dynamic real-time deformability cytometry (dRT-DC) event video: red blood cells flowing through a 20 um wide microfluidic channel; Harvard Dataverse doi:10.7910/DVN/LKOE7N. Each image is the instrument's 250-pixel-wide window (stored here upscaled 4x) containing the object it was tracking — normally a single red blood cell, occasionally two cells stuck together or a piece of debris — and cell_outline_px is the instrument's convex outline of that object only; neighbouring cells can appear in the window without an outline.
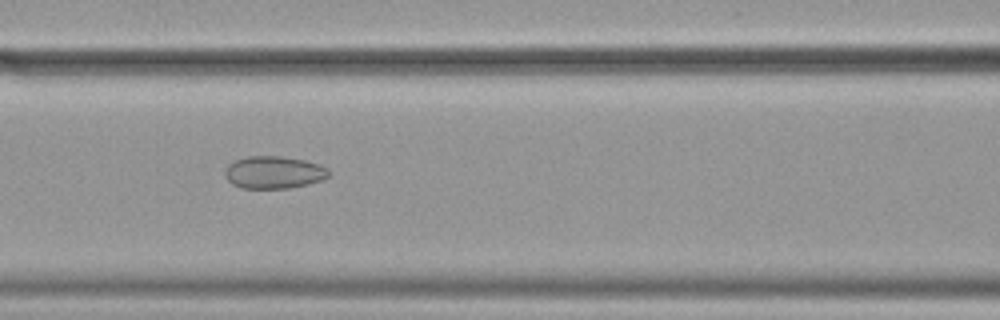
{"species": "common noctule bat (a hibernating species)", "species_latin": "Nyctalus noctula", "temperature_condition": "cold", "stored_images_in_passage": 52, "camera_frame_rate_fps": 3000, "um_per_image_px": 0.085, "animal": {"sex": "female", "body_mass_g": 19.9}, "frame": {"image": 1, "passage_image": 20, "time_ms": 6.333, "image_size_px": [1000, 320], "cell_outline_px": [[328, 176], [324, 180], [308, 184], [288, 188], [240, 188], [232, 184], [224, 176], [224, 168], [228, 164], [236, 160], [248, 156], [280, 156], [304, 160], [320, 164], [328, 168]], "centroid_in_image_um": [23.26, 14.65], "position_along_channel_um": 143.3, "area_um2": 19.77}}
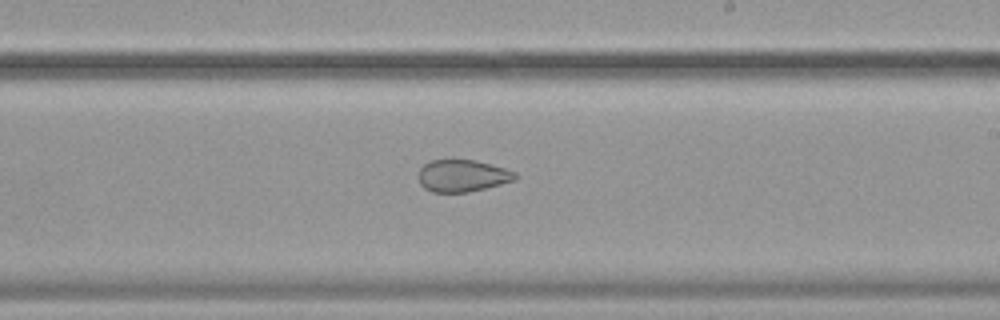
{"frame": {"image": 2, "passage_image": 29, "time_ms": 9.333, "image_size_px": [1000, 320], "cell_outline_px": [[516, 180], [468, 192], [432, 192], [424, 188], [420, 184], [420, 168], [424, 164], [432, 160], [476, 160], [492, 164], [516, 172]], "centroid_in_image_um": [39.31, 14.93], "position_along_channel_um": 249.7, "area_um2": 17.92}}
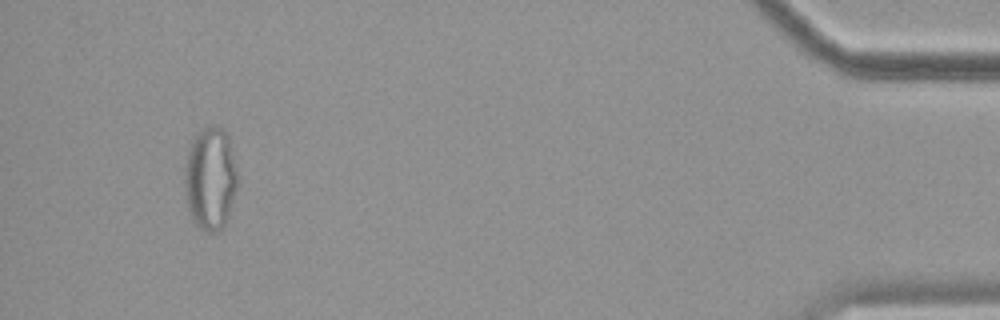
{"frame": {"image": 3, "passage_image": 49, "time_ms": 16.0, "image_size_px": [1000, 320], "cell_outline_px": [[236, 188], [228, 220], [216, 232], [208, 232], [200, 228], [192, 220], [188, 208], [184, 184], [184, 168], [188, 152], [192, 140], [200, 128], [220, 128], [228, 136], [236, 168]], "centroid_in_image_um": [17.86, 15.21], "position_along_channel_um": 417.3, "area_um2": 31.39}, "authors_computed_cell_mechanics": {"area_um2": 24.6228, "velocity_mm_per_s": 3.5679, "shape_relaxation_time_tau1_ms": null, "shape_relaxation_time_tau2_ms": 1.9471, "deformation_change_tau1": null, "deformation_change_tau2": 0.0577}}